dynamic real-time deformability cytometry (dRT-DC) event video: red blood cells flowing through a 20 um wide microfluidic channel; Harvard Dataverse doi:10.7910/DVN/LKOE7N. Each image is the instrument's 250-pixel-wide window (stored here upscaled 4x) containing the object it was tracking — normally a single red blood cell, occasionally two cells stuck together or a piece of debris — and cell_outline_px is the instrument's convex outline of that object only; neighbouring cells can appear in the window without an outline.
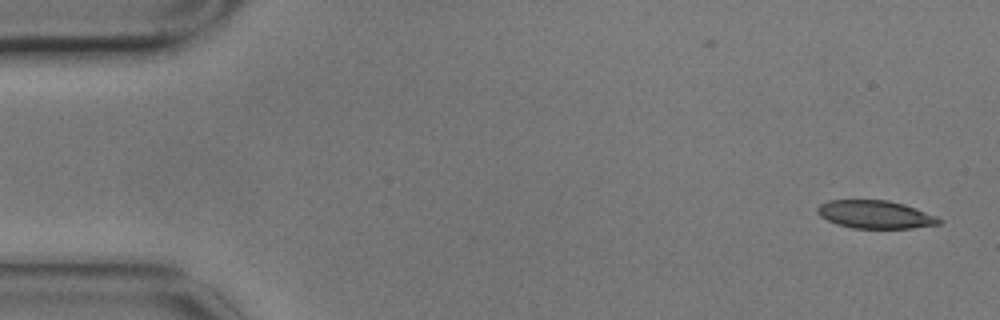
{"species": "common noctule bat (a hibernating species)", "species_latin": "Nyctalus noctula", "temperature_condition": "cold", "stored_images_in_passage": 4, "camera_frame_rate_fps": 3000, "um_per_image_px": 0.085, "animal": {"sex": "male", "body_mass_g": 17.9}, "frame": {"image": 1, "passage_image": 1, "time_ms": 0.0, "image_size_px": [1000, 320], "cell_outline_px": [[944, 220], [940, 224], [912, 228], [852, 228], [836, 224], [820, 216], [816, 212], [816, 208], [820, 204], [828, 200], [888, 200], [904, 204], [936, 216]], "centroid_in_image_um": [74.38, 18.23], "position_along_channel_um": 10.6, "area_um2": 19.88}}
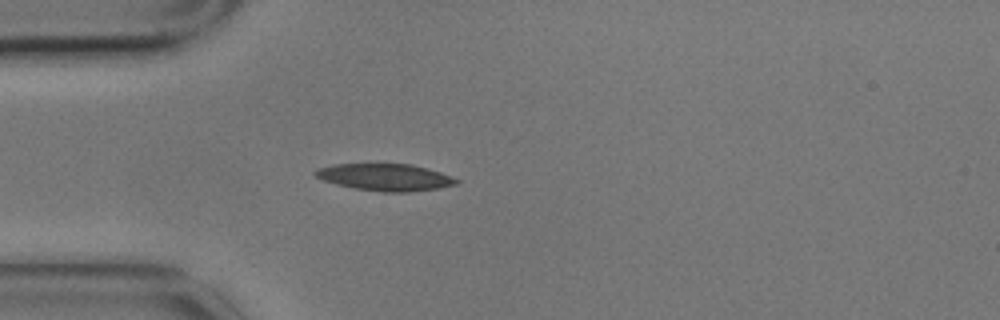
{"frame": {"image": 2, "passage_image": 4, "time_ms": 1.0, "image_size_px": [1000, 320], "cell_outline_px": [[460, 180], [456, 184], [436, 188], [408, 192], [384, 192], [356, 188], [336, 184], [324, 180], [316, 176], [312, 172], [316, 168], [336, 164], [412, 164], [440, 172], [452, 176]], "centroid_in_image_um": [32.73, 15.05], "position_along_channel_um": 52.3, "area_um2": 21.96}}